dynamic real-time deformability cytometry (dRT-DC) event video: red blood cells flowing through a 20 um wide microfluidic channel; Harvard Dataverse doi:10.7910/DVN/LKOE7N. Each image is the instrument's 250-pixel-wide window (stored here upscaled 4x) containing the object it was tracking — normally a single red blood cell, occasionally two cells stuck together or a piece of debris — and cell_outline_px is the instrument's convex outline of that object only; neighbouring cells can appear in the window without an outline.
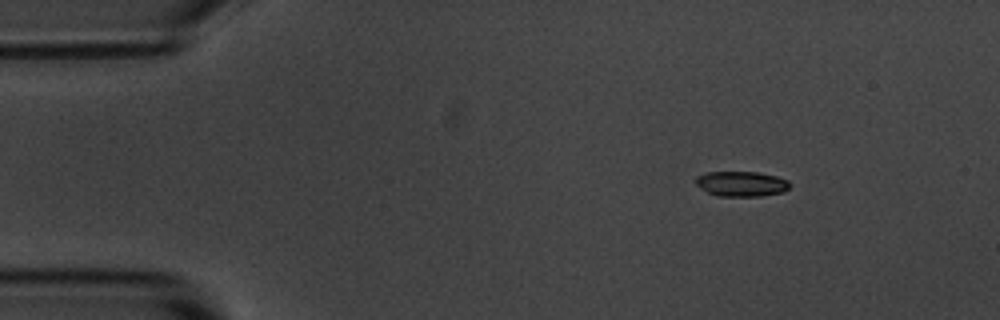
{"species": "common noctule bat (a hibernating species)", "species_latin": "Nyctalus noctula", "temperature_condition": "room temperature", "stored_images_in_passage": 4, "segment_of_instrument_passage": [1, 2], "camera_frame_rate_fps": 3000, "um_per_image_px": 0.085, "animal": {"sex": "male", "body_mass_g": 20.1, "forearm_length_mm": 53.5}, "frame": {"image": 1, "passage_image": 1, "time_ms": 0.0, "image_size_px": [1000, 320], "cell_outline_px": [[792, 184], [784, 192], [760, 196], [716, 196], [708, 192], [696, 184], [692, 180], [696, 176], [704, 172], [760, 172], [776, 176], [788, 180]], "centroid_in_image_um": [63.01, 15.62], "position_along_channel_um": 22.0, "area_um2": 13.99}}